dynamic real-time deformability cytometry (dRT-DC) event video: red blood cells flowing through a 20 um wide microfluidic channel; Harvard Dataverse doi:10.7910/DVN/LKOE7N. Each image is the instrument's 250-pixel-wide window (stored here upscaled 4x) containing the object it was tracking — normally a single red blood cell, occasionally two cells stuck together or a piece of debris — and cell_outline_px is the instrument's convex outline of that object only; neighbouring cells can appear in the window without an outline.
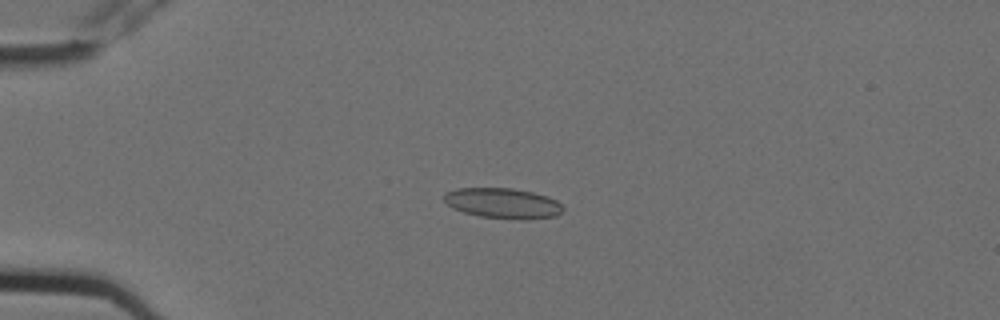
{"species": "Egyptian fruit bat (a non-hibernating species)", "species_latin": "Rousettus aegyptiacus", "temperature_condition": "cold", "stored_images_in_passage": 6, "camera_frame_rate_fps": 3000, "um_per_image_px": 0.085, "animal": {"sex": "female"}, "frame": {"image": 1, "passage_image": 4, "time_ms": 1.0, "image_size_px": [1000, 320], "cell_outline_px": [[564, 208], [556, 216], [520, 220], [480, 216], [464, 212], [452, 208], [444, 200], [444, 192], [456, 188], [512, 188], [532, 192], [548, 196], [556, 200]], "centroid_in_image_um": [42.73, 17.27], "position_along_channel_um": 42.3, "area_um2": 21.04}}
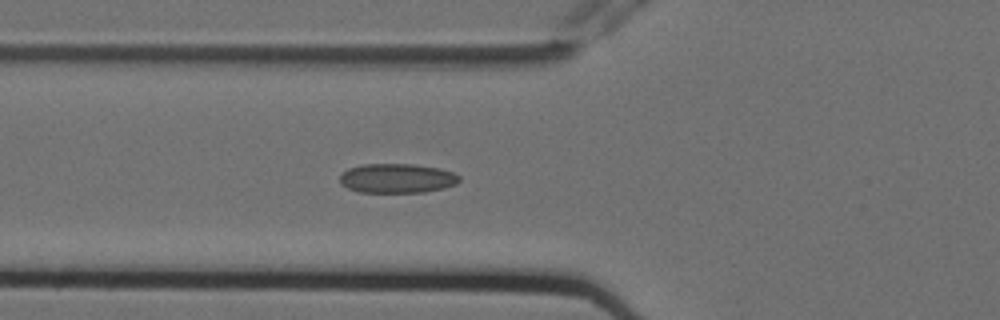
{"frame": {"image": 2, "passage_image": 6, "time_ms": 1.667, "image_size_px": [1000, 320], "cell_outline_px": [[460, 180], [456, 184], [444, 188], [424, 192], [360, 192], [348, 188], [340, 184], [340, 176], [348, 168], [364, 164], [412, 164], [440, 168], [452, 172], [460, 176]], "centroid_in_image_um": [33.76, 15.15], "position_along_channel_um": 92.0, "area_um2": 20.46}}